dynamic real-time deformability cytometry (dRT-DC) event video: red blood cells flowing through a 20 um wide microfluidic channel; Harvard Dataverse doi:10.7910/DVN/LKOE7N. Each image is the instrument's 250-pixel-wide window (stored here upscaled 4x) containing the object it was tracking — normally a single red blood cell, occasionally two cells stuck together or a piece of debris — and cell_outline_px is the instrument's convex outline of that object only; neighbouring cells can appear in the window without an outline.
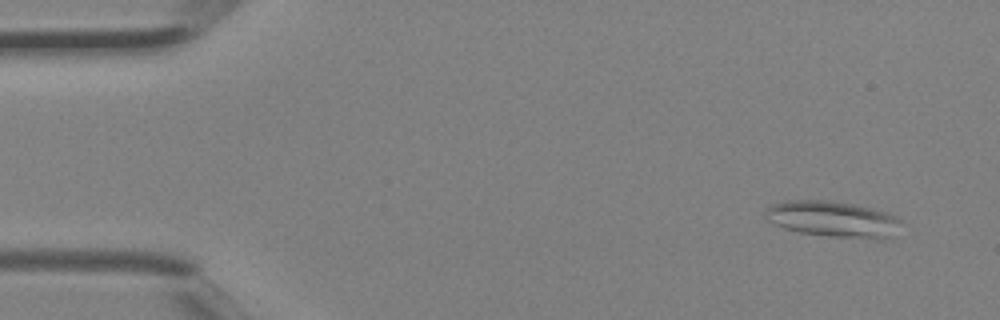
{"species": "Egyptian fruit bat (a non-hibernating species)", "species_latin": "Rousettus aegyptiacus", "temperature_condition": "room temperature", "stored_images_in_passage": 4, "camera_frame_rate_fps": 3000, "um_per_image_px": 0.085, "animal": {"sex": "female"}, "frame": {"image": 1, "passage_image": 1, "time_ms": 0.0, "image_size_px": [1000, 320], "cell_outline_px": [[900, 220], [888, 236], [880, 240], [828, 236], [800, 232], [784, 228], [768, 220], [764, 216], [768, 208], [772, 204], [784, 200], [828, 200], [856, 204], [872, 208], [896, 216]], "centroid_in_image_um": [70.73, 18.61], "position_along_channel_um": 14.3, "area_um2": 28.15}}